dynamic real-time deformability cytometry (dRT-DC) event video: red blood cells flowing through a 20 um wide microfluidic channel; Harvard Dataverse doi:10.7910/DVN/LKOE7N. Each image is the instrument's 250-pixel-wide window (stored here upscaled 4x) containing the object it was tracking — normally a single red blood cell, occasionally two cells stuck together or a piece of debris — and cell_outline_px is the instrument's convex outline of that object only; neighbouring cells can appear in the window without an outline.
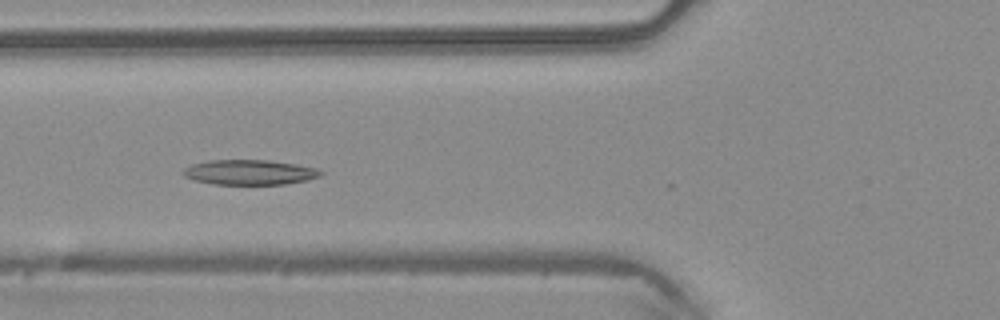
{"species": "common noctule bat (a hibernating species)", "species_latin": "Nyctalus noctula", "temperature_condition": "warm", "stored_images_in_passage": 21, "camera_frame_rate_fps": 3000, "um_per_image_px": 0.085, "animal": {"sex": "male", "body_mass_g": 20.4}, "frame": {"image": 1, "passage_image": 15, "time_ms": 4.667, "image_size_px": [1000, 320], "cell_outline_px": [[324, 172], [320, 176], [308, 180], [284, 184], [212, 184], [196, 180], [184, 176], [180, 172], [184, 168], [192, 164], [208, 160], [268, 160], [296, 164], [316, 168]], "centroid_in_image_um": [21.2, 14.64], "position_along_channel_um": 104.6, "area_um2": 20.06}}
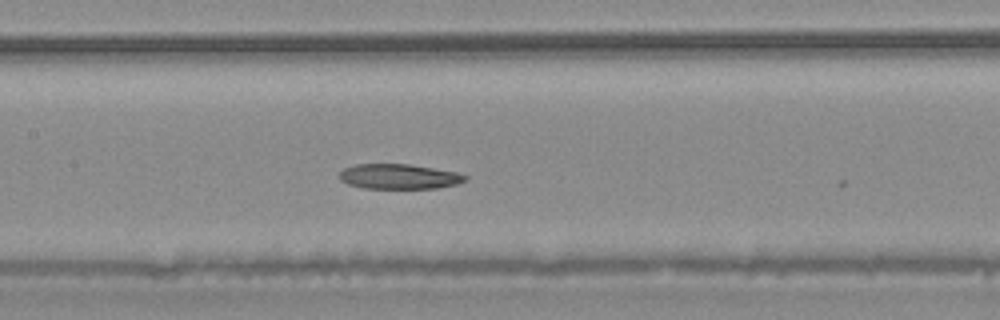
{"frame": {"image": 2, "passage_image": 20, "time_ms": 6.333, "image_size_px": [1000, 320], "cell_outline_px": [[468, 180], [456, 184], [436, 188], [364, 188], [348, 184], [340, 180], [340, 172], [344, 168], [356, 164], [412, 164], [456, 172], [468, 176]], "centroid_in_image_um": [33.93, 15.0], "position_along_channel_um": 173.5, "area_um2": 18.32}}